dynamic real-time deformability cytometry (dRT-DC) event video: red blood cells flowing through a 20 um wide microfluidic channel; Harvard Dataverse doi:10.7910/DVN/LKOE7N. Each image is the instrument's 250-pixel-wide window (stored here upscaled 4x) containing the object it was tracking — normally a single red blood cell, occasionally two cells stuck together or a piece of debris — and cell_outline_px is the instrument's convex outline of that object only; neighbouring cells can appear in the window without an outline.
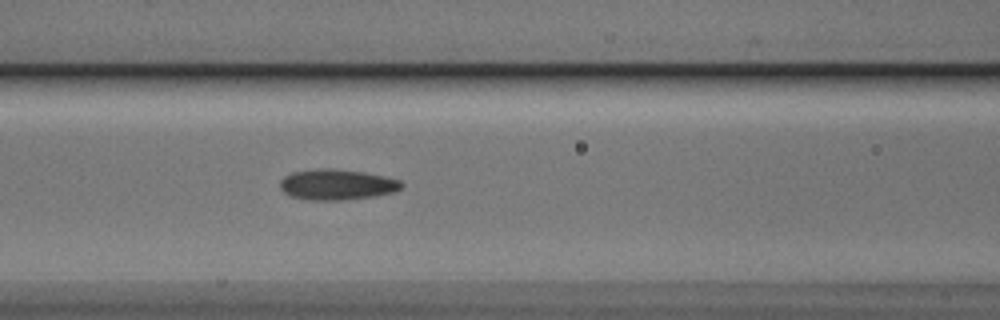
{"species": "Egyptian fruit bat (a non-hibernating species)", "species_latin": "Rousettus aegyptiacus", "temperature_condition": "cold", "stored_images_in_passage": 36, "camera_frame_rate_fps": 3000, "um_per_image_px": 0.085, "animal": {"sex": "male"}, "frame": {"image": 1, "passage_image": 12, "time_ms": 3.667, "image_size_px": [1000, 320], "cell_outline_px": [[404, 184], [396, 192], [376, 196], [340, 200], [308, 200], [292, 196], [284, 192], [280, 188], [280, 180], [284, 176], [292, 172], [320, 168], [332, 168], [364, 172], [384, 176], [400, 180]], "centroid_in_image_um": [28.65, 15.68], "position_along_channel_um": 138.0, "area_um2": 21.79}}
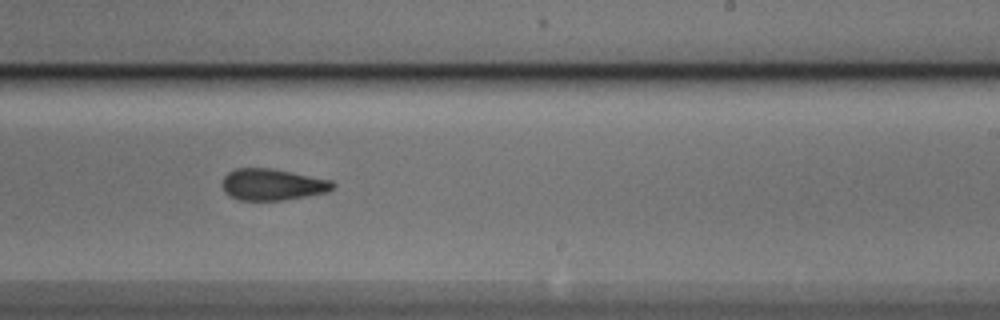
{"frame": {"image": 2, "passage_image": 22, "time_ms": 7.0, "image_size_px": [1000, 320], "cell_outline_px": [[336, 188], [328, 192], [308, 196], [284, 200], [240, 200], [228, 196], [224, 192], [220, 184], [224, 176], [228, 172], [236, 168], [272, 168], [332, 180], [336, 184]], "centroid_in_image_um": [23.16, 15.69], "position_along_channel_um": 265.8, "area_um2": 20.69}}
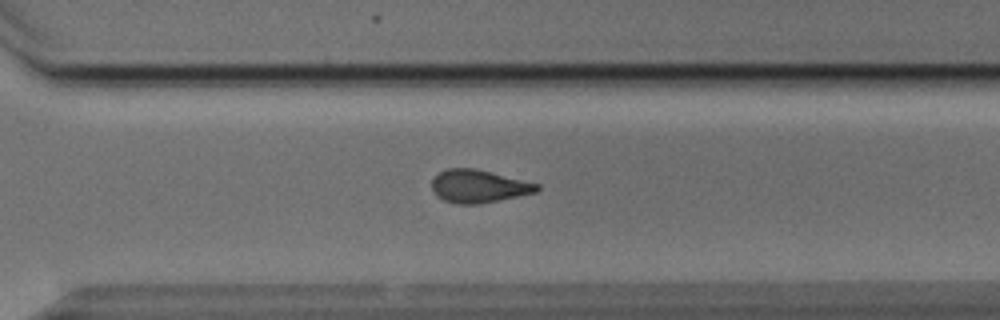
{"frame": {"image": 3, "passage_image": 27, "time_ms": 8.667, "image_size_px": [1000, 320], "cell_outline_px": [[540, 188], [536, 192], [480, 204], [456, 204], [444, 200], [436, 196], [432, 192], [432, 180], [440, 172], [448, 168], [476, 168], [540, 184]], "centroid_in_image_um": [40.67, 15.83], "position_along_channel_um": 329.9, "area_um2": 20.17}, "authors_computed_cell_mechanics": {"area_um2": 21.0392, "velocity_mm_per_s": 3.8494, "shape_relaxation_time_tau1_ms": 7.785, "shape_relaxation_time_tau2_ms": 2.4475, "deformation_change_tau1": 0.1571, "deformation_change_tau2": 0.095}}